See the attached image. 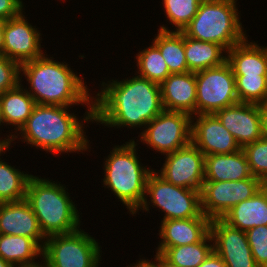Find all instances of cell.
Masks as SVG:
<instances>
[{
  "label": "cell",
  "instance_id": "5",
  "mask_svg": "<svg viewBox=\"0 0 267 267\" xmlns=\"http://www.w3.org/2000/svg\"><path fill=\"white\" fill-rule=\"evenodd\" d=\"M133 140L115 145L104 159L103 187L120 199L131 215H135L141 207L146 193V182L153 171L140 162L137 146Z\"/></svg>",
  "mask_w": 267,
  "mask_h": 267
},
{
  "label": "cell",
  "instance_id": "31",
  "mask_svg": "<svg viewBox=\"0 0 267 267\" xmlns=\"http://www.w3.org/2000/svg\"><path fill=\"white\" fill-rule=\"evenodd\" d=\"M202 0H162L165 16L175 31L183 29L191 22L196 15Z\"/></svg>",
  "mask_w": 267,
  "mask_h": 267
},
{
  "label": "cell",
  "instance_id": "17",
  "mask_svg": "<svg viewBox=\"0 0 267 267\" xmlns=\"http://www.w3.org/2000/svg\"><path fill=\"white\" fill-rule=\"evenodd\" d=\"M0 234L32 238L42 249L46 240L26 199L0 203Z\"/></svg>",
  "mask_w": 267,
  "mask_h": 267
},
{
  "label": "cell",
  "instance_id": "26",
  "mask_svg": "<svg viewBox=\"0 0 267 267\" xmlns=\"http://www.w3.org/2000/svg\"><path fill=\"white\" fill-rule=\"evenodd\" d=\"M184 49L190 72L218 67L227 60V54H224L226 51L220 45L190 38L185 34Z\"/></svg>",
  "mask_w": 267,
  "mask_h": 267
},
{
  "label": "cell",
  "instance_id": "42",
  "mask_svg": "<svg viewBox=\"0 0 267 267\" xmlns=\"http://www.w3.org/2000/svg\"><path fill=\"white\" fill-rule=\"evenodd\" d=\"M0 267H15L10 262L4 261L2 258H0Z\"/></svg>",
  "mask_w": 267,
  "mask_h": 267
},
{
  "label": "cell",
  "instance_id": "18",
  "mask_svg": "<svg viewBox=\"0 0 267 267\" xmlns=\"http://www.w3.org/2000/svg\"><path fill=\"white\" fill-rule=\"evenodd\" d=\"M211 219L195 217L161 221L159 236L161 241L156 254L161 255L167 248L190 245L202 241L210 233Z\"/></svg>",
  "mask_w": 267,
  "mask_h": 267
},
{
  "label": "cell",
  "instance_id": "28",
  "mask_svg": "<svg viewBox=\"0 0 267 267\" xmlns=\"http://www.w3.org/2000/svg\"><path fill=\"white\" fill-rule=\"evenodd\" d=\"M11 148L0 147V156ZM8 165L0 157V203L25 199L26 188L32 174Z\"/></svg>",
  "mask_w": 267,
  "mask_h": 267
},
{
  "label": "cell",
  "instance_id": "16",
  "mask_svg": "<svg viewBox=\"0 0 267 267\" xmlns=\"http://www.w3.org/2000/svg\"><path fill=\"white\" fill-rule=\"evenodd\" d=\"M191 142L205 156L230 154L241 149L233 135L214 114L191 116Z\"/></svg>",
  "mask_w": 267,
  "mask_h": 267
},
{
  "label": "cell",
  "instance_id": "24",
  "mask_svg": "<svg viewBox=\"0 0 267 267\" xmlns=\"http://www.w3.org/2000/svg\"><path fill=\"white\" fill-rule=\"evenodd\" d=\"M42 251L32 238L0 234V258L15 267H42V261L35 262Z\"/></svg>",
  "mask_w": 267,
  "mask_h": 267
},
{
  "label": "cell",
  "instance_id": "34",
  "mask_svg": "<svg viewBox=\"0 0 267 267\" xmlns=\"http://www.w3.org/2000/svg\"><path fill=\"white\" fill-rule=\"evenodd\" d=\"M20 64L0 55V95L17 87L23 80L20 76Z\"/></svg>",
  "mask_w": 267,
  "mask_h": 267
},
{
  "label": "cell",
  "instance_id": "3",
  "mask_svg": "<svg viewBox=\"0 0 267 267\" xmlns=\"http://www.w3.org/2000/svg\"><path fill=\"white\" fill-rule=\"evenodd\" d=\"M45 53L37 59L20 66V76L24 75L29 88H25L36 104L75 106L87 105L93 109V96L87 85L68 63L59 62Z\"/></svg>",
  "mask_w": 267,
  "mask_h": 267
},
{
  "label": "cell",
  "instance_id": "11",
  "mask_svg": "<svg viewBox=\"0 0 267 267\" xmlns=\"http://www.w3.org/2000/svg\"><path fill=\"white\" fill-rule=\"evenodd\" d=\"M265 184L251 176L238 181H204L201 191V210L208 218H222L242 201L250 199Z\"/></svg>",
  "mask_w": 267,
  "mask_h": 267
},
{
  "label": "cell",
  "instance_id": "15",
  "mask_svg": "<svg viewBox=\"0 0 267 267\" xmlns=\"http://www.w3.org/2000/svg\"><path fill=\"white\" fill-rule=\"evenodd\" d=\"M262 114L263 105L243 102L214 113L240 148L261 139Z\"/></svg>",
  "mask_w": 267,
  "mask_h": 267
},
{
  "label": "cell",
  "instance_id": "37",
  "mask_svg": "<svg viewBox=\"0 0 267 267\" xmlns=\"http://www.w3.org/2000/svg\"><path fill=\"white\" fill-rule=\"evenodd\" d=\"M153 259H155V261L140 258L138 263L136 262V264H133L134 266L131 264L129 267H158V255L156 254Z\"/></svg>",
  "mask_w": 267,
  "mask_h": 267
},
{
  "label": "cell",
  "instance_id": "8",
  "mask_svg": "<svg viewBox=\"0 0 267 267\" xmlns=\"http://www.w3.org/2000/svg\"><path fill=\"white\" fill-rule=\"evenodd\" d=\"M99 244L80 228L69 234L47 237L42 251V267H98L102 261Z\"/></svg>",
  "mask_w": 267,
  "mask_h": 267
},
{
  "label": "cell",
  "instance_id": "13",
  "mask_svg": "<svg viewBox=\"0 0 267 267\" xmlns=\"http://www.w3.org/2000/svg\"><path fill=\"white\" fill-rule=\"evenodd\" d=\"M213 250L227 267H258L250 249L246 231L234 228L221 218L211 220Z\"/></svg>",
  "mask_w": 267,
  "mask_h": 267
},
{
  "label": "cell",
  "instance_id": "10",
  "mask_svg": "<svg viewBox=\"0 0 267 267\" xmlns=\"http://www.w3.org/2000/svg\"><path fill=\"white\" fill-rule=\"evenodd\" d=\"M138 137L155 152L163 155L174 152L191 142V115L163 110L147 123Z\"/></svg>",
  "mask_w": 267,
  "mask_h": 267
},
{
  "label": "cell",
  "instance_id": "36",
  "mask_svg": "<svg viewBox=\"0 0 267 267\" xmlns=\"http://www.w3.org/2000/svg\"><path fill=\"white\" fill-rule=\"evenodd\" d=\"M198 267H227L222 258L213 250Z\"/></svg>",
  "mask_w": 267,
  "mask_h": 267
},
{
  "label": "cell",
  "instance_id": "45",
  "mask_svg": "<svg viewBox=\"0 0 267 267\" xmlns=\"http://www.w3.org/2000/svg\"><path fill=\"white\" fill-rule=\"evenodd\" d=\"M263 106L267 110V101H266V103Z\"/></svg>",
  "mask_w": 267,
  "mask_h": 267
},
{
  "label": "cell",
  "instance_id": "19",
  "mask_svg": "<svg viewBox=\"0 0 267 267\" xmlns=\"http://www.w3.org/2000/svg\"><path fill=\"white\" fill-rule=\"evenodd\" d=\"M160 92L164 110L196 115L195 72L170 74L160 84Z\"/></svg>",
  "mask_w": 267,
  "mask_h": 267
},
{
  "label": "cell",
  "instance_id": "32",
  "mask_svg": "<svg viewBox=\"0 0 267 267\" xmlns=\"http://www.w3.org/2000/svg\"><path fill=\"white\" fill-rule=\"evenodd\" d=\"M242 150L246 155L252 176L267 184V141L261 138L245 145Z\"/></svg>",
  "mask_w": 267,
  "mask_h": 267
},
{
  "label": "cell",
  "instance_id": "40",
  "mask_svg": "<svg viewBox=\"0 0 267 267\" xmlns=\"http://www.w3.org/2000/svg\"><path fill=\"white\" fill-rule=\"evenodd\" d=\"M8 137V138H7ZM7 137L6 138H4V139H0V147H6V148H10V146H12V145H10L11 143H13V141H14V135H13V132H12V134H11V132H10V134L9 135H7Z\"/></svg>",
  "mask_w": 267,
  "mask_h": 267
},
{
  "label": "cell",
  "instance_id": "20",
  "mask_svg": "<svg viewBox=\"0 0 267 267\" xmlns=\"http://www.w3.org/2000/svg\"><path fill=\"white\" fill-rule=\"evenodd\" d=\"M248 41L246 37L226 52L234 76L267 75V47Z\"/></svg>",
  "mask_w": 267,
  "mask_h": 267
},
{
  "label": "cell",
  "instance_id": "14",
  "mask_svg": "<svg viewBox=\"0 0 267 267\" xmlns=\"http://www.w3.org/2000/svg\"><path fill=\"white\" fill-rule=\"evenodd\" d=\"M23 12L15 18L5 20L4 28L3 56L20 65L44 54L41 50V33L28 23Z\"/></svg>",
  "mask_w": 267,
  "mask_h": 267
},
{
  "label": "cell",
  "instance_id": "7",
  "mask_svg": "<svg viewBox=\"0 0 267 267\" xmlns=\"http://www.w3.org/2000/svg\"><path fill=\"white\" fill-rule=\"evenodd\" d=\"M149 205L164 212L161 221L207 217L201 210L200 191L175 186L154 170L147 178L145 198L139 210L149 212Z\"/></svg>",
  "mask_w": 267,
  "mask_h": 267
},
{
  "label": "cell",
  "instance_id": "44",
  "mask_svg": "<svg viewBox=\"0 0 267 267\" xmlns=\"http://www.w3.org/2000/svg\"><path fill=\"white\" fill-rule=\"evenodd\" d=\"M222 1H230V2L237 3V0H222Z\"/></svg>",
  "mask_w": 267,
  "mask_h": 267
},
{
  "label": "cell",
  "instance_id": "43",
  "mask_svg": "<svg viewBox=\"0 0 267 267\" xmlns=\"http://www.w3.org/2000/svg\"><path fill=\"white\" fill-rule=\"evenodd\" d=\"M4 125L2 115H1V105H0V126Z\"/></svg>",
  "mask_w": 267,
  "mask_h": 267
},
{
  "label": "cell",
  "instance_id": "39",
  "mask_svg": "<svg viewBox=\"0 0 267 267\" xmlns=\"http://www.w3.org/2000/svg\"><path fill=\"white\" fill-rule=\"evenodd\" d=\"M5 20L0 19V55H3Z\"/></svg>",
  "mask_w": 267,
  "mask_h": 267
},
{
  "label": "cell",
  "instance_id": "25",
  "mask_svg": "<svg viewBox=\"0 0 267 267\" xmlns=\"http://www.w3.org/2000/svg\"><path fill=\"white\" fill-rule=\"evenodd\" d=\"M168 28L160 26L152 43L161 52L171 74L190 72L185 58L184 33Z\"/></svg>",
  "mask_w": 267,
  "mask_h": 267
},
{
  "label": "cell",
  "instance_id": "33",
  "mask_svg": "<svg viewBox=\"0 0 267 267\" xmlns=\"http://www.w3.org/2000/svg\"><path fill=\"white\" fill-rule=\"evenodd\" d=\"M248 243L258 267H267V225L246 231Z\"/></svg>",
  "mask_w": 267,
  "mask_h": 267
},
{
  "label": "cell",
  "instance_id": "27",
  "mask_svg": "<svg viewBox=\"0 0 267 267\" xmlns=\"http://www.w3.org/2000/svg\"><path fill=\"white\" fill-rule=\"evenodd\" d=\"M212 251L213 238L209 233L198 243L167 248L160 256L176 267H198Z\"/></svg>",
  "mask_w": 267,
  "mask_h": 267
},
{
  "label": "cell",
  "instance_id": "6",
  "mask_svg": "<svg viewBox=\"0 0 267 267\" xmlns=\"http://www.w3.org/2000/svg\"><path fill=\"white\" fill-rule=\"evenodd\" d=\"M237 4L222 0H202L183 33L197 40L220 45L226 52L246 37Z\"/></svg>",
  "mask_w": 267,
  "mask_h": 267
},
{
  "label": "cell",
  "instance_id": "1",
  "mask_svg": "<svg viewBox=\"0 0 267 267\" xmlns=\"http://www.w3.org/2000/svg\"><path fill=\"white\" fill-rule=\"evenodd\" d=\"M163 110L160 84L137 74L121 81H102L93 97V122L109 128L145 129Z\"/></svg>",
  "mask_w": 267,
  "mask_h": 267
},
{
  "label": "cell",
  "instance_id": "4",
  "mask_svg": "<svg viewBox=\"0 0 267 267\" xmlns=\"http://www.w3.org/2000/svg\"><path fill=\"white\" fill-rule=\"evenodd\" d=\"M60 183L34 175L28 180L25 199L46 238L69 234L80 228L81 217L77 205L66 191L68 188Z\"/></svg>",
  "mask_w": 267,
  "mask_h": 267
},
{
  "label": "cell",
  "instance_id": "2",
  "mask_svg": "<svg viewBox=\"0 0 267 267\" xmlns=\"http://www.w3.org/2000/svg\"><path fill=\"white\" fill-rule=\"evenodd\" d=\"M68 108L36 104L27 122L18 132L20 135L17 133L14 136V141L21 136V141L27 142L31 147L56 155L87 151L90 144L85 135L84 123H93V109L86 110L83 120H78L74 113H69Z\"/></svg>",
  "mask_w": 267,
  "mask_h": 267
},
{
  "label": "cell",
  "instance_id": "29",
  "mask_svg": "<svg viewBox=\"0 0 267 267\" xmlns=\"http://www.w3.org/2000/svg\"><path fill=\"white\" fill-rule=\"evenodd\" d=\"M137 75L161 84L171 73L159 49L151 43L136 54Z\"/></svg>",
  "mask_w": 267,
  "mask_h": 267
},
{
  "label": "cell",
  "instance_id": "23",
  "mask_svg": "<svg viewBox=\"0 0 267 267\" xmlns=\"http://www.w3.org/2000/svg\"><path fill=\"white\" fill-rule=\"evenodd\" d=\"M1 115L4 125L15 126L14 136L25 125L36 105L22 83L0 95ZM16 132V133H15Z\"/></svg>",
  "mask_w": 267,
  "mask_h": 267
},
{
  "label": "cell",
  "instance_id": "9",
  "mask_svg": "<svg viewBox=\"0 0 267 267\" xmlns=\"http://www.w3.org/2000/svg\"><path fill=\"white\" fill-rule=\"evenodd\" d=\"M195 79L196 115L214 114L239 102L235 76L227 61L221 66L195 72Z\"/></svg>",
  "mask_w": 267,
  "mask_h": 267
},
{
  "label": "cell",
  "instance_id": "30",
  "mask_svg": "<svg viewBox=\"0 0 267 267\" xmlns=\"http://www.w3.org/2000/svg\"><path fill=\"white\" fill-rule=\"evenodd\" d=\"M239 102L264 105L267 101V75L235 76Z\"/></svg>",
  "mask_w": 267,
  "mask_h": 267
},
{
  "label": "cell",
  "instance_id": "41",
  "mask_svg": "<svg viewBox=\"0 0 267 267\" xmlns=\"http://www.w3.org/2000/svg\"><path fill=\"white\" fill-rule=\"evenodd\" d=\"M158 267H176L167 263L160 255H158Z\"/></svg>",
  "mask_w": 267,
  "mask_h": 267
},
{
  "label": "cell",
  "instance_id": "22",
  "mask_svg": "<svg viewBox=\"0 0 267 267\" xmlns=\"http://www.w3.org/2000/svg\"><path fill=\"white\" fill-rule=\"evenodd\" d=\"M221 219L243 231L267 225V187L264 185L250 199L232 207Z\"/></svg>",
  "mask_w": 267,
  "mask_h": 267
},
{
  "label": "cell",
  "instance_id": "38",
  "mask_svg": "<svg viewBox=\"0 0 267 267\" xmlns=\"http://www.w3.org/2000/svg\"><path fill=\"white\" fill-rule=\"evenodd\" d=\"M261 138L267 141V110L263 106Z\"/></svg>",
  "mask_w": 267,
  "mask_h": 267
},
{
  "label": "cell",
  "instance_id": "21",
  "mask_svg": "<svg viewBox=\"0 0 267 267\" xmlns=\"http://www.w3.org/2000/svg\"><path fill=\"white\" fill-rule=\"evenodd\" d=\"M204 181H238L252 176L242 148L230 154L205 156Z\"/></svg>",
  "mask_w": 267,
  "mask_h": 267
},
{
  "label": "cell",
  "instance_id": "12",
  "mask_svg": "<svg viewBox=\"0 0 267 267\" xmlns=\"http://www.w3.org/2000/svg\"><path fill=\"white\" fill-rule=\"evenodd\" d=\"M165 161L156 173L175 186L201 191L205 177V155L190 142L165 154Z\"/></svg>",
  "mask_w": 267,
  "mask_h": 267
},
{
  "label": "cell",
  "instance_id": "35",
  "mask_svg": "<svg viewBox=\"0 0 267 267\" xmlns=\"http://www.w3.org/2000/svg\"><path fill=\"white\" fill-rule=\"evenodd\" d=\"M24 7L22 0H0V19L15 18L24 10Z\"/></svg>",
  "mask_w": 267,
  "mask_h": 267
}]
</instances>
